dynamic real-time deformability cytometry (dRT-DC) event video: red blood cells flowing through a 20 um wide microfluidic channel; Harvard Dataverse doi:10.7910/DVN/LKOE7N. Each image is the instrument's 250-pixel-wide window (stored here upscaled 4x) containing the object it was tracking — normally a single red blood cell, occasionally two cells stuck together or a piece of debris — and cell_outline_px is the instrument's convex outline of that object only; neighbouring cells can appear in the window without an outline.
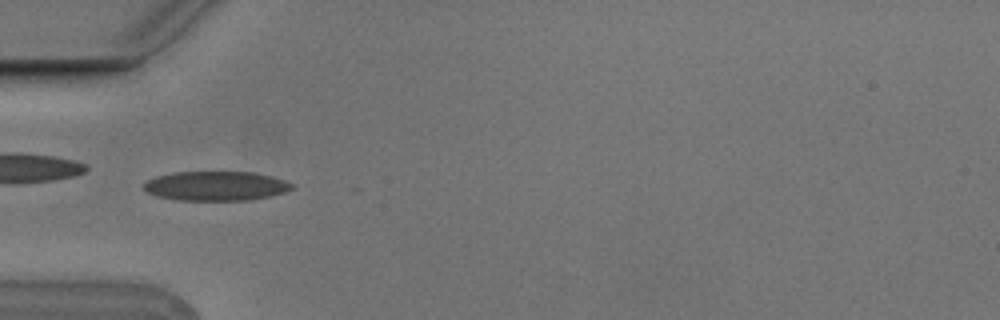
{"species": "Egyptian fruit bat (a non-hibernating species)", "species_latin": "Rousettus aegyptiacus", "temperature_condition": "cold", "stored_images_in_passage": 3, "camera_frame_rate_fps": 3000, "um_per_image_px": 0.085, "animal": {"sex": "male"}, "frame": {"image": 1, "passage_image": 3, "time_ms": 0.667, "image_size_px": [1000, 320], "cell_outline_px": [[296, 184], [292, 188], [284, 192], [272, 196], [248, 200], [176, 200], [156, 196], [148, 192], [144, 188], [144, 184], [148, 180], [156, 176], [172, 172], [252, 172], [272, 176]], "centroid_in_image_um": [18.37, 15.8], "position_along_channel_um": 66.6, "area_um2": 25.43}}